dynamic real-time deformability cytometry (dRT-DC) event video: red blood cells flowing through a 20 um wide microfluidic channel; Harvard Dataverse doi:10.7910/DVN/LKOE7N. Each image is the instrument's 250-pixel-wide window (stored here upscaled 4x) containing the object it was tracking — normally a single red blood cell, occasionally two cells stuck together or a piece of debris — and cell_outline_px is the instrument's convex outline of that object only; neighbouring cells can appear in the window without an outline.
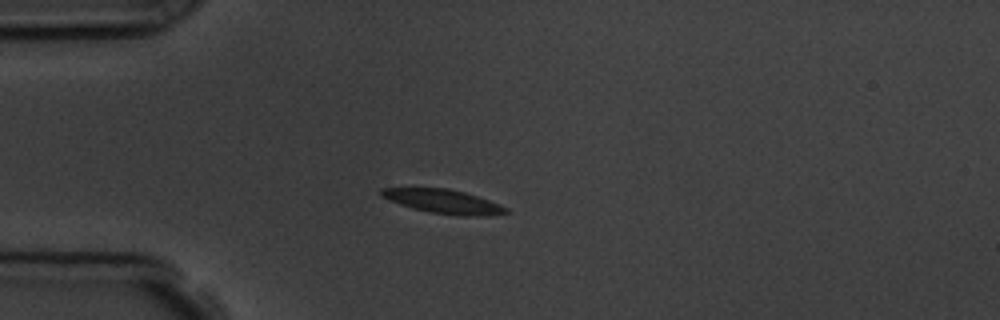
{"species": "common noctule bat (a hibernating species)", "species_latin": "Nyctalus noctula", "temperature_condition": "room temperature", "stored_images_in_passage": 9, "camera_frame_rate_fps": 3000, "um_per_image_px": 0.085, "animal": {"sex": "male", "body_mass_g": 19.5, "forearm_length_mm": 54.6}, "frame": {"image": 1, "passage_image": 3, "time_ms": 3.333, "image_size_px": [1000, 320], "cell_outline_px": [[508, 212], [488, 216], [456, 216], [428, 212], [412, 208], [388, 200], [380, 196], [380, 188], [448, 188], [464, 192], [500, 204], [508, 208]], "centroid_in_image_um": [37.67, 17.13], "position_along_channel_um": 47.3, "area_um2": 17.51}}
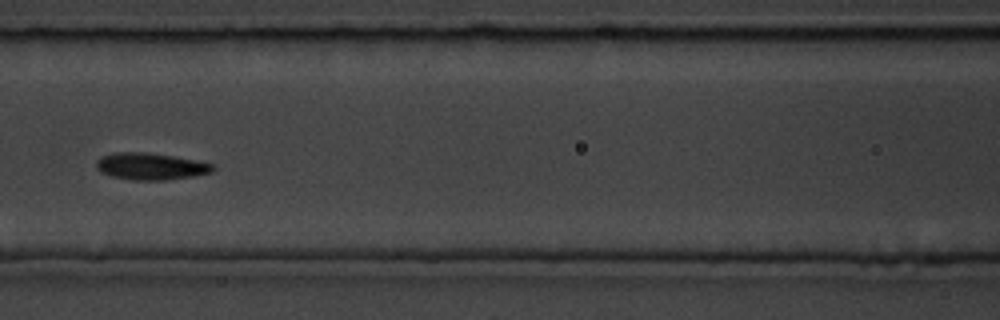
{"frame": {"image": 2, "passage_image": 6, "time_ms": 6.667, "image_size_px": [1000, 320], "cell_outline_px": [[216, 168], [212, 172], [196, 176], [168, 180], [132, 180], [112, 176], [100, 172], [96, 168], [96, 160], [112, 152], [144, 152], [172, 156], [212, 164]], "centroid_in_image_um": [12.79, 14.15], "position_along_channel_um": 153.8, "area_um2": 18.21}}
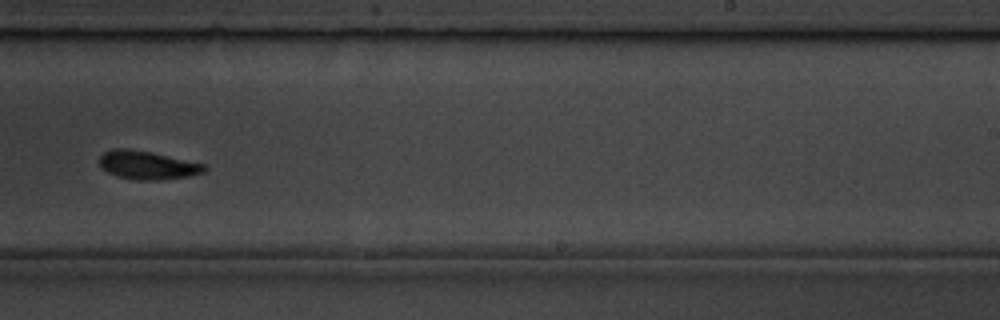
{"frame": {"image": 3, "passage_image": 9, "time_ms": 10.0, "image_size_px": [1000, 320], "cell_outline_px": [[208, 168], [204, 172], [188, 176], [160, 180], [136, 180], [116, 176], [100, 168], [100, 156], [104, 152], [112, 148], [128, 148], [148, 152], [204, 164]], "centroid_in_image_um": [12.49, 14.04], "position_along_channel_um": 276.5, "area_um2": 17.22}}